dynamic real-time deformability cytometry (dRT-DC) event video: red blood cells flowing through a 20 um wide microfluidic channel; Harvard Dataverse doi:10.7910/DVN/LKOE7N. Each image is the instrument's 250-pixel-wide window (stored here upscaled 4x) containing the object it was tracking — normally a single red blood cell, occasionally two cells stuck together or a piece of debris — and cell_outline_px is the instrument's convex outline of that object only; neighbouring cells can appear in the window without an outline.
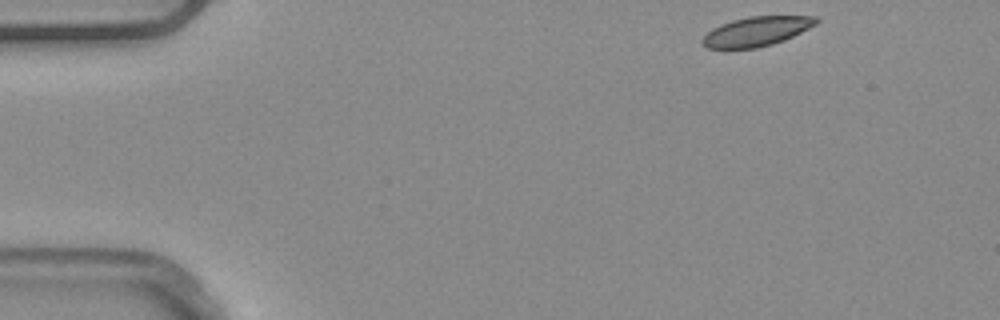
{"species": "common noctule bat (a hibernating species)", "species_latin": "Nyctalus noctula", "temperature_condition": "warm", "stored_images_in_passage": 47, "camera_frame_rate_fps": 3000, "um_per_image_px": 0.085, "animal": {"sex": "male", "body_mass_g": 20.4}, "frame": {"image": 1, "passage_image": 1, "time_ms": 0.0, "image_size_px": [1000, 320], "cell_outline_px": [[820, 20], [816, 24], [784, 40], [772, 44], [756, 48], [708, 48], [700, 44], [700, 40], [712, 28], [720, 24], [732, 20], [748, 16], [816, 16]], "centroid_in_image_um": [64.27, 2.66], "position_along_channel_um": 20.7, "area_um2": 19.48}}
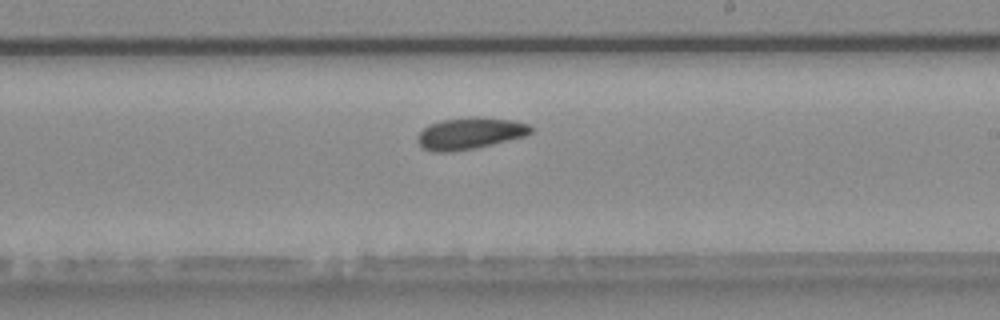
{"frame": {"image": 2, "passage_image": 26, "time_ms": 8.333, "image_size_px": [1000, 320], "cell_outline_px": [[532, 132], [524, 136], [472, 148], [448, 152], [432, 152], [424, 148], [416, 140], [416, 136], [428, 124], [444, 120], [472, 116], [484, 116], [512, 120], [528, 124], [532, 128]], "centroid_in_image_um": [39.91, 11.31], "position_along_channel_um": 249.1, "area_um2": 20.75}}
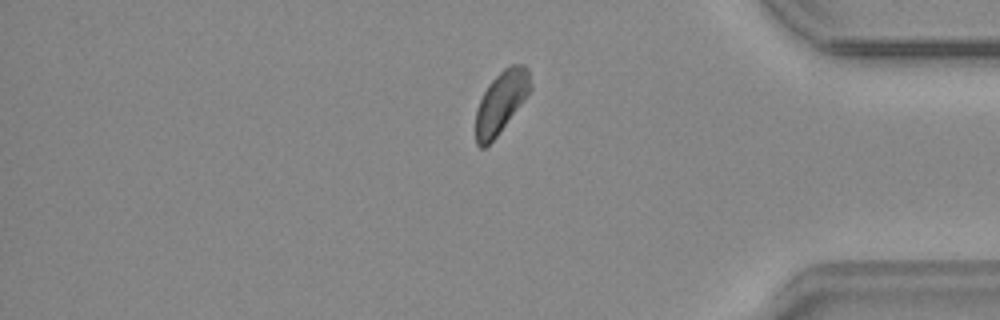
{"frame": {"image": 3, "passage_image": 39, "time_ms": 12.667, "image_size_px": [1000, 320], "cell_outline_px": [[532, 88], [524, 100], [496, 136], [484, 148], [480, 148], [476, 144], [476, 108], [488, 84], [504, 68], [512, 64], [524, 64], [528, 68]], "centroid_in_image_um": [42.59, 8.65], "position_along_channel_um": 392.6, "area_um2": 19.48}}